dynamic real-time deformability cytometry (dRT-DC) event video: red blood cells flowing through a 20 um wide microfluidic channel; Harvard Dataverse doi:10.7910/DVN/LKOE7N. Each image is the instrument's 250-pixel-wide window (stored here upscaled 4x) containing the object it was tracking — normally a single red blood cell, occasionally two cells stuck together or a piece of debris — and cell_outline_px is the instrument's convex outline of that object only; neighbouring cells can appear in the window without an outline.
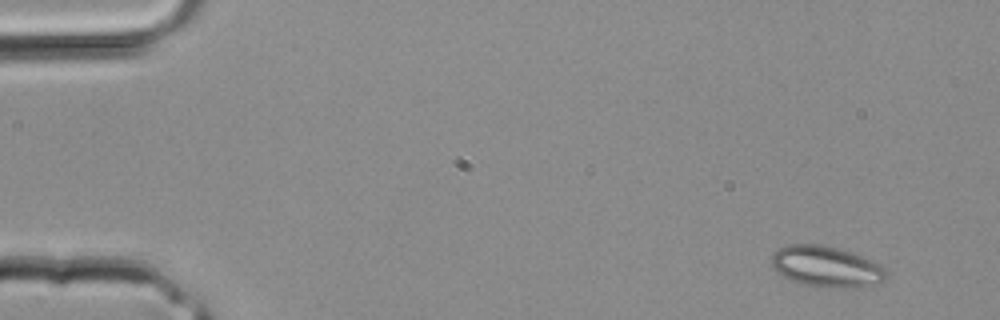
{"species": "common noctule bat (a hibernating species)", "species_latin": "Nyctalus noctula", "temperature_condition": "room temperature", "stored_images_in_passage": 3, "camera_frame_rate_fps": 3000, "um_per_image_px": 0.085, "animal": {"sex": "male", "body_mass_g": 20.4}, "frame": {"image": 1, "passage_image": 1, "time_ms": 0.0, "image_size_px": [1000, 320], "cell_outline_px": [[888, 276], [884, 280], [876, 284], [848, 288], [840, 288], [800, 284], [780, 276], [776, 272], [772, 264], [772, 252], [788, 244], [824, 244], [852, 252], [880, 264], [888, 272]], "centroid_in_image_um": [70.22, 22.65], "position_along_channel_um": 14.8, "area_um2": 27.63}}